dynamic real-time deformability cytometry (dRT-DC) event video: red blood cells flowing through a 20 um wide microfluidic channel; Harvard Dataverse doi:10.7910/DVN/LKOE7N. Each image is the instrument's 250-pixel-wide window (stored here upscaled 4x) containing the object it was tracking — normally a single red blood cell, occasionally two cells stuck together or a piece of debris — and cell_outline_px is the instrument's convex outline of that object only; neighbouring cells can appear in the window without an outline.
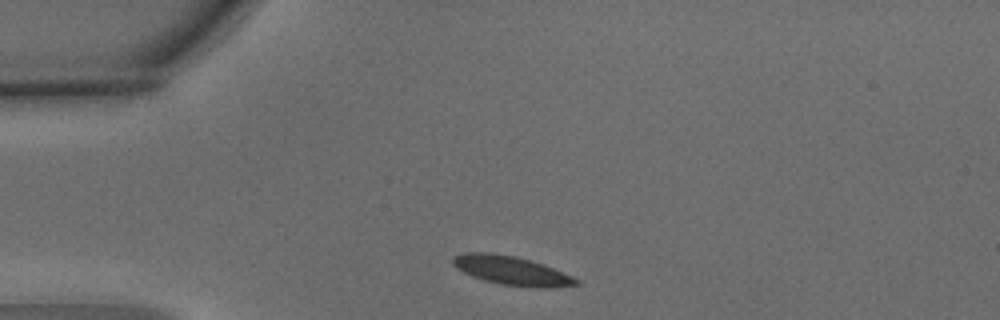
{"species": "common noctule bat (a hibernating species)", "species_latin": "Nyctalus noctula", "temperature_condition": "warm", "stored_images_in_passage": 3, "camera_frame_rate_fps": 3000, "um_per_image_px": 0.085, "animal": {"sex": "male", "body_mass_g": 15.6}, "frame": {"image": 1, "passage_image": 1, "time_ms": 0.0, "image_size_px": [1000, 320], "cell_outline_px": [[580, 284], [552, 288], [532, 288], [500, 284], [484, 280], [472, 276], [456, 268], [452, 264], [452, 256], [464, 252], [492, 252], [516, 256], [544, 264], [580, 280]], "centroid_in_image_um": [43.47, 22.99], "position_along_channel_um": 41.5, "area_um2": 21.04}}
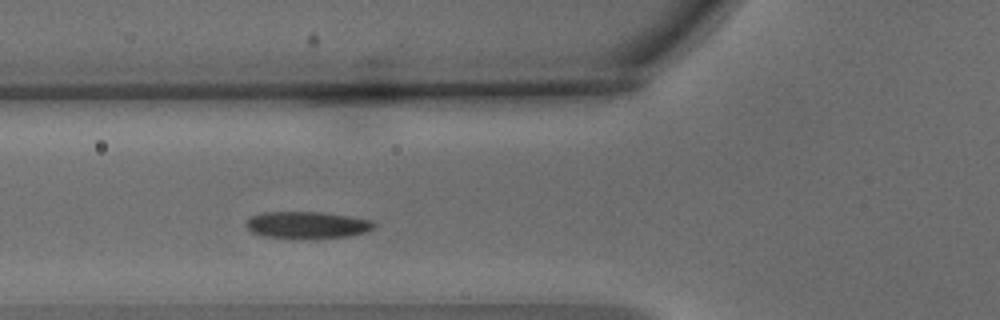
{"frame": {"image": 2, "passage_image": 3, "time_ms": 0.667, "image_size_px": [1000, 320], "cell_outline_px": [[376, 224], [372, 228], [364, 232], [348, 236], [300, 240], [264, 236], [252, 232], [244, 224], [252, 216], [264, 212], [320, 212], [348, 216], [372, 220]], "centroid_in_image_um": [26.08, 19.14], "position_along_channel_um": 99.7, "area_um2": 20.23}}